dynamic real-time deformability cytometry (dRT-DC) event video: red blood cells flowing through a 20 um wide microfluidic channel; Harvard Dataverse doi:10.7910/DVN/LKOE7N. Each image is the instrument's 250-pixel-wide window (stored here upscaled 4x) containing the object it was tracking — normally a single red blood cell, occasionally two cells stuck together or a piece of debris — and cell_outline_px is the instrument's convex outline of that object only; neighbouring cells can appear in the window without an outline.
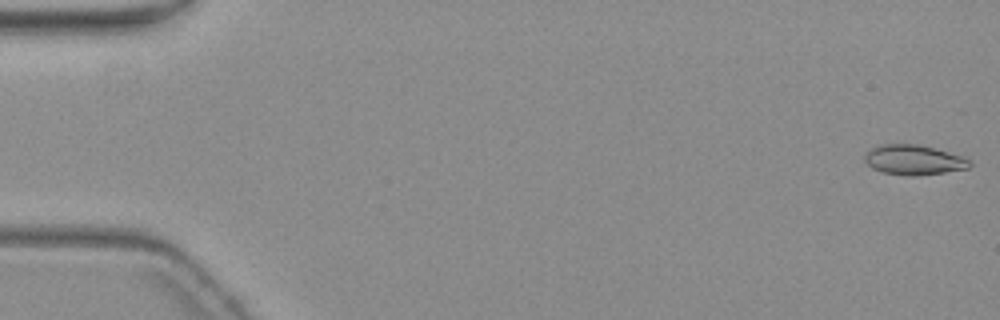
{"species": "common noctule bat (a hibernating species)", "species_latin": "Nyctalus noctula", "temperature_condition": "warm", "stored_images_in_passage": 3, "camera_frame_rate_fps": 3000, "um_per_image_px": 0.085, "animal": {"sex": "female", "body_mass_g": 19.3, "forearm_length_mm": 54.1}, "frame": {"image": 1, "passage_image": 1, "time_ms": 0.0, "image_size_px": [1000, 320], "cell_outline_px": [[972, 164], [968, 168], [944, 172], [916, 176], [908, 176], [884, 172], [872, 168], [864, 160], [864, 156], [876, 144], [920, 144], [964, 156]], "centroid_in_image_um": [77.67, 13.58], "position_along_channel_um": 7.3, "area_um2": 18.32}}